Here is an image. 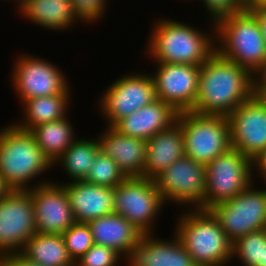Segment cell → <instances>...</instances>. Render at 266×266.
<instances>
[{"label": "cell", "mask_w": 266, "mask_h": 266, "mask_svg": "<svg viewBox=\"0 0 266 266\" xmlns=\"http://www.w3.org/2000/svg\"><path fill=\"white\" fill-rule=\"evenodd\" d=\"M255 94V76L217 51L200 66L198 93L192 112L228 116Z\"/></svg>", "instance_id": "1"}, {"label": "cell", "mask_w": 266, "mask_h": 266, "mask_svg": "<svg viewBox=\"0 0 266 266\" xmlns=\"http://www.w3.org/2000/svg\"><path fill=\"white\" fill-rule=\"evenodd\" d=\"M159 19L155 20L145 47L146 56L151 62L153 60V64L160 62L201 66L216 52L215 24L210 25V31L204 32L183 21L169 17Z\"/></svg>", "instance_id": "2"}, {"label": "cell", "mask_w": 266, "mask_h": 266, "mask_svg": "<svg viewBox=\"0 0 266 266\" xmlns=\"http://www.w3.org/2000/svg\"><path fill=\"white\" fill-rule=\"evenodd\" d=\"M53 167L30 131L20 129L12 122L0 128V175L11 190H28L51 182L46 178L36 179ZM34 179L37 183L30 185Z\"/></svg>", "instance_id": "3"}, {"label": "cell", "mask_w": 266, "mask_h": 266, "mask_svg": "<svg viewBox=\"0 0 266 266\" xmlns=\"http://www.w3.org/2000/svg\"><path fill=\"white\" fill-rule=\"evenodd\" d=\"M180 211L173 232L198 266L232 262V242L210 209L185 207Z\"/></svg>", "instance_id": "4"}, {"label": "cell", "mask_w": 266, "mask_h": 266, "mask_svg": "<svg viewBox=\"0 0 266 266\" xmlns=\"http://www.w3.org/2000/svg\"><path fill=\"white\" fill-rule=\"evenodd\" d=\"M216 51L248 69L254 76L266 70V41L250 10L225 16L215 23Z\"/></svg>", "instance_id": "5"}, {"label": "cell", "mask_w": 266, "mask_h": 266, "mask_svg": "<svg viewBox=\"0 0 266 266\" xmlns=\"http://www.w3.org/2000/svg\"><path fill=\"white\" fill-rule=\"evenodd\" d=\"M184 138L185 156L205 166L231 146L227 116L180 112L176 121Z\"/></svg>", "instance_id": "6"}, {"label": "cell", "mask_w": 266, "mask_h": 266, "mask_svg": "<svg viewBox=\"0 0 266 266\" xmlns=\"http://www.w3.org/2000/svg\"><path fill=\"white\" fill-rule=\"evenodd\" d=\"M163 206L165 202L154 179L129 177L114 188V213L126 218L144 235L154 234Z\"/></svg>", "instance_id": "7"}, {"label": "cell", "mask_w": 266, "mask_h": 266, "mask_svg": "<svg viewBox=\"0 0 266 266\" xmlns=\"http://www.w3.org/2000/svg\"><path fill=\"white\" fill-rule=\"evenodd\" d=\"M143 73L131 71L117 77L101 92L97 106L106 126H114L120 119L157 99L151 73Z\"/></svg>", "instance_id": "8"}, {"label": "cell", "mask_w": 266, "mask_h": 266, "mask_svg": "<svg viewBox=\"0 0 266 266\" xmlns=\"http://www.w3.org/2000/svg\"><path fill=\"white\" fill-rule=\"evenodd\" d=\"M204 209L234 198L252 182V160L231 147L206 166Z\"/></svg>", "instance_id": "9"}, {"label": "cell", "mask_w": 266, "mask_h": 266, "mask_svg": "<svg viewBox=\"0 0 266 266\" xmlns=\"http://www.w3.org/2000/svg\"><path fill=\"white\" fill-rule=\"evenodd\" d=\"M16 58L11 68L10 83L20 102L63 94L70 88L67 75L53 62L30 53L18 54Z\"/></svg>", "instance_id": "10"}, {"label": "cell", "mask_w": 266, "mask_h": 266, "mask_svg": "<svg viewBox=\"0 0 266 266\" xmlns=\"http://www.w3.org/2000/svg\"><path fill=\"white\" fill-rule=\"evenodd\" d=\"M254 183L210 208L232 243L250 232L266 229V185L258 189Z\"/></svg>", "instance_id": "11"}, {"label": "cell", "mask_w": 266, "mask_h": 266, "mask_svg": "<svg viewBox=\"0 0 266 266\" xmlns=\"http://www.w3.org/2000/svg\"><path fill=\"white\" fill-rule=\"evenodd\" d=\"M165 204L204 209L206 168L188 156L172 163L154 178ZM170 202V203H169Z\"/></svg>", "instance_id": "12"}, {"label": "cell", "mask_w": 266, "mask_h": 266, "mask_svg": "<svg viewBox=\"0 0 266 266\" xmlns=\"http://www.w3.org/2000/svg\"><path fill=\"white\" fill-rule=\"evenodd\" d=\"M36 233L30 193L11 190L0 200V257L20 252Z\"/></svg>", "instance_id": "13"}, {"label": "cell", "mask_w": 266, "mask_h": 266, "mask_svg": "<svg viewBox=\"0 0 266 266\" xmlns=\"http://www.w3.org/2000/svg\"><path fill=\"white\" fill-rule=\"evenodd\" d=\"M154 65L151 75L156 98L171 105L178 113L192 111L198 93L200 66L160 62Z\"/></svg>", "instance_id": "14"}, {"label": "cell", "mask_w": 266, "mask_h": 266, "mask_svg": "<svg viewBox=\"0 0 266 266\" xmlns=\"http://www.w3.org/2000/svg\"><path fill=\"white\" fill-rule=\"evenodd\" d=\"M231 146L253 160L266 149V105L254 94L228 116Z\"/></svg>", "instance_id": "15"}, {"label": "cell", "mask_w": 266, "mask_h": 266, "mask_svg": "<svg viewBox=\"0 0 266 266\" xmlns=\"http://www.w3.org/2000/svg\"><path fill=\"white\" fill-rule=\"evenodd\" d=\"M53 181L27 191L32 198L37 232L62 235L75 219L65 188Z\"/></svg>", "instance_id": "16"}, {"label": "cell", "mask_w": 266, "mask_h": 266, "mask_svg": "<svg viewBox=\"0 0 266 266\" xmlns=\"http://www.w3.org/2000/svg\"><path fill=\"white\" fill-rule=\"evenodd\" d=\"M172 238L159 239L145 234L124 256L127 266H198L173 233Z\"/></svg>", "instance_id": "17"}, {"label": "cell", "mask_w": 266, "mask_h": 266, "mask_svg": "<svg viewBox=\"0 0 266 266\" xmlns=\"http://www.w3.org/2000/svg\"><path fill=\"white\" fill-rule=\"evenodd\" d=\"M68 195L75 222L88 223L114 213V188L85 180L60 183Z\"/></svg>", "instance_id": "18"}, {"label": "cell", "mask_w": 266, "mask_h": 266, "mask_svg": "<svg viewBox=\"0 0 266 266\" xmlns=\"http://www.w3.org/2000/svg\"><path fill=\"white\" fill-rule=\"evenodd\" d=\"M97 140L100 151L114 160L127 178L143 177L147 153L145 140L121 134L113 126H106Z\"/></svg>", "instance_id": "19"}, {"label": "cell", "mask_w": 266, "mask_h": 266, "mask_svg": "<svg viewBox=\"0 0 266 266\" xmlns=\"http://www.w3.org/2000/svg\"><path fill=\"white\" fill-rule=\"evenodd\" d=\"M178 114L171 105L157 98L120 119L113 127L121 134L148 141L156 133L175 124Z\"/></svg>", "instance_id": "20"}, {"label": "cell", "mask_w": 266, "mask_h": 266, "mask_svg": "<svg viewBox=\"0 0 266 266\" xmlns=\"http://www.w3.org/2000/svg\"><path fill=\"white\" fill-rule=\"evenodd\" d=\"M16 9L31 24L53 32L69 30L80 21L71 0H24Z\"/></svg>", "instance_id": "21"}, {"label": "cell", "mask_w": 266, "mask_h": 266, "mask_svg": "<svg viewBox=\"0 0 266 266\" xmlns=\"http://www.w3.org/2000/svg\"><path fill=\"white\" fill-rule=\"evenodd\" d=\"M147 153L143 177L154 179L184 155V138L176 122L170 128L156 133L146 141Z\"/></svg>", "instance_id": "22"}, {"label": "cell", "mask_w": 266, "mask_h": 266, "mask_svg": "<svg viewBox=\"0 0 266 266\" xmlns=\"http://www.w3.org/2000/svg\"><path fill=\"white\" fill-rule=\"evenodd\" d=\"M87 224L91 230L94 244L112 248L123 257L144 235L126 218L116 213L104 215Z\"/></svg>", "instance_id": "23"}, {"label": "cell", "mask_w": 266, "mask_h": 266, "mask_svg": "<svg viewBox=\"0 0 266 266\" xmlns=\"http://www.w3.org/2000/svg\"><path fill=\"white\" fill-rule=\"evenodd\" d=\"M72 91L69 88L63 94L51 96H40L29 100H22L20 103L23 108L21 119L12 122L20 129L31 131L34 127L63 119L69 114V106L71 105ZM19 121V122H18Z\"/></svg>", "instance_id": "24"}, {"label": "cell", "mask_w": 266, "mask_h": 266, "mask_svg": "<svg viewBox=\"0 0 266 266\" xmlns=\"http://www.w3.org/2000/svg\"><path fill=\"white\" fill-rule=\"evenodd\" d=\"M20 252L41 266H75L62 235L37 232Z\"/></svg>", "instance_id": "25"}, {"label": "cell", "mask_w": 266, "mask_h": 266, "mask_svg": "<svg viewBox=\"0 0 266 266\" xmlns=\"http://www.w3.org/2000/svg\"><path fill=\"white\" fill-rule=\"evenodd\" d=\"M78 138L64 151V153L53 162V166H61L63 172L67 173L69 181L84 180L97 154L100 152L99 142L95 139Z\"/></svg>", "instance_id": "26"}, {"label": "cell", "mask_w": 266, "mask_h": 266, "mask_svg": "<svg viewBox=\"0 0 266 266\" xmlns=\"http://www.w3.org/2000/svg\"><path fill=\"white\" fill-rule=\"evenodd\" d=\"M66 116L34 127L30 132L34 135L37 145L53 163L77 139L75 127ZM72 123V124H71Z\"/></svg>", "instance_id": "27"}, {"label": "cell", "mask_w": 266, "mask_h": 266, "mask_svg": "<svg viewBox=\"0 0 266 266\" xmlns=\"http://www.w3.org/2000/svg\"><path fill=\"white\" fill-rule=\"evenodd\" d=\"M266 238V229L250 232L232 243V260H238L242 266H257L261 261L262 240Z\"/></svg>", "instance_id": "28"}, {"label": "cell", "mask_w": 266, "mask_h": 266, "mask_svg": "<svg viewBox=\"0 0 266 266\" xmlns=\"http://www.w3.org/2000/svg\"><path fill=\"white\" fill-rule=\"evenodd\" d=\"M126 178L117 163L100 151L84 180L95 185L115 188Z\"/></svg>", "instance_id": "29"}, {"label": "cell", "mask_w": 266, "mask_h": 266, "mask_svg": "<svg viewBox=\"0 0 266 266\" xmlns=\"http://www.w3.org/2000/svg\"><path fill=\"white\" fill-rule=\"evenodd\" d=\"M62 236L69 256L74 262L94 245L93 236L87 223L75 222Z\"/></svg>", "instance_id": "30"}, {"label": "cell", "mask_w": 266, "mask_h": 266, "mask_svg": "<svg viewBox=\"0 0 266 266\" xmlns=\"http://www.w3.org/2000/svg\"><path fill=\"white\" fill-rule=\"evenodd\" d=\"M124 257L116 250L94 244L75 261V266H119ZM120 262V263H119Z\"/></svg>", "instance_id": "31"}, {"label": "cell", "mask_w": 266, "mask_h": 266, "mask_svg": "<svg viewBox=\"0 0 266 266\" xmlns=\"http://www.w3.org/2000/svg\"><path fill=\"white\" fill-rule=\"evenodd\" d=\"M108 0H71L74 13L85 24H96L102 21L108 7ZM102 18V19H101Z\"/></svg>", "instance_id": "32"}, {"label": "cell", "mask_w": 266, "mask_h": 266, "mask_svg": "<svg viewBox=\"0 0 266 266\" xmlns=\"http://www.w3.org/2000/svg\"><path fill=\"white\" fill-rule=\"evenodd\" d=\"M204 6L205 13L209 15V23L215 24L219 19L234 15L245 10L240 0H200Z\"/></svg>", "instance_id": "33"}, {"label": "cell", "mask_w": 266, "mask_h": 266, "mask_svg": "<svg viewBox=\"0 0 266 266\" xmlns=\"http://www.w3.org/2000/svg\"><path fill=\"white\" fill-rule=\"evenodd\" d=\"M8 266H41L35 261L25 257L21 252L7 254L2 256Z\"/></svg>", "instance_id": "34"}, {"label": "cell", "mask_w": 266, "mask_h": 266, "mask_svg": "<svg viewBox=\"0 0 266 266\" xmlns=\"http://www.w3.org/2000/svg\"><path fill=\"white\" fill-rule=\"evenodd\" d=\"M252 167L253 177L255 178L256 175H259L260 179H263V182L266 184V149L252 160Z\"/></svg>", "instance_id": "35"}, {"label": "cell", "mask_w": 266, "mask_h": 266, "mask_svg": "<svg viewBox=\"0 0 266 266\" xmlns=\"http://www.w3.org/2000/svg\"><path fill=\"white\" fill-rule=\"evenodd\" d=\"M250 11L257 18V20L261 26L262 34H263L265 41H266V5L253 7L250 9Z\"/></svg>", "instance_id": "36"}, {"label": "cell", "mask_w": 266, "mask_h": 266, "mask_svg": "<svg viewBox=\"0 0 266 266\" xmlns=\"http://www.w3.org/2000/svg\"><path fill=\"white\" fill-rule=\"evenodd\" d=\"M255 94L266 105V80H255Z\"/></svg>", "instance_id": "37"}, {"label": "cell", "mask_w": 266, "mask_h": 266, "mask_svg": "<svg viewBox=\"0 0 266 266\" xmlns=\"http://www.w3.org/2000/svg\"><path fill=\"white\" fill-rule=\"evenodd\" d=\"M242 4L245 10H250L251 8L256 7V6L266 5V0H243Z\"/></svg>", "instance_id": "38"}, {"label": "cell", "mask_w": 266, "mask_h": 266, "mask_svg": "<svg viewBox=\"0 0 266 266\" xmlns=\"http://www.w3.org/2000/svg\"><path fill=\"white\" fill-rule=\"evenodd\" d=\"M10 191L11 188L6 184V182L3 180V177L0 175V200L5 197Z\"/></svg>", "instance_id": "39"}, {"label": "cell", "mask_w": 266, "mask_h": 266, "mask_svg": "<svg viewBox=\"0 0 266 266\" xmlns=\"http://www.w3.org/2000/svg\"><path fill=\"white\" fill-rule=\"evenodd\" d=\"M257 266H266V238L262 240V253H261V261Z\"/></svg>", "instance_id": "40"}, {"label": "cell", "mask_w": 266, "mask_h": 266, "mask_svg": "<svg viewBox=\"0 0 266 266\" xmlns=\"http://www.w3.org/2000/svg\"><path fill=\"white\" fill-rule=\"evenodd\" d=\"M255 80H266V70L257 76H255Z\"/></svg>", "instance_id": "41"}, {"label": "cell", "mask_w": 266, "mask_h": 266, "mask_svg": "<svg viewBox=\"0 0 266 266\" xmlns=\"http://www.w3.org/2000/svg\"><path fill=\"white\" fill-rule=\"evenodd\" d=\"M7 1V0H6ZM8 1H13V4H16V7H18L24 0H8Z\"/></svg>", "instance_id": "42"}, {"label": "cell", "mask_w": 266, "mask_h": 266, "mask_svg": "<svg viewBox=\"0 0 266 266\" xmlns=\"http://www.w3.org/2000/svg\"><path fill=\"white\" fill-rule=\"evenodd\" d=\"M0 266H8L7 262L2 257H0Z\"/></svg>", "instance_id": "43"}]
</instances>
